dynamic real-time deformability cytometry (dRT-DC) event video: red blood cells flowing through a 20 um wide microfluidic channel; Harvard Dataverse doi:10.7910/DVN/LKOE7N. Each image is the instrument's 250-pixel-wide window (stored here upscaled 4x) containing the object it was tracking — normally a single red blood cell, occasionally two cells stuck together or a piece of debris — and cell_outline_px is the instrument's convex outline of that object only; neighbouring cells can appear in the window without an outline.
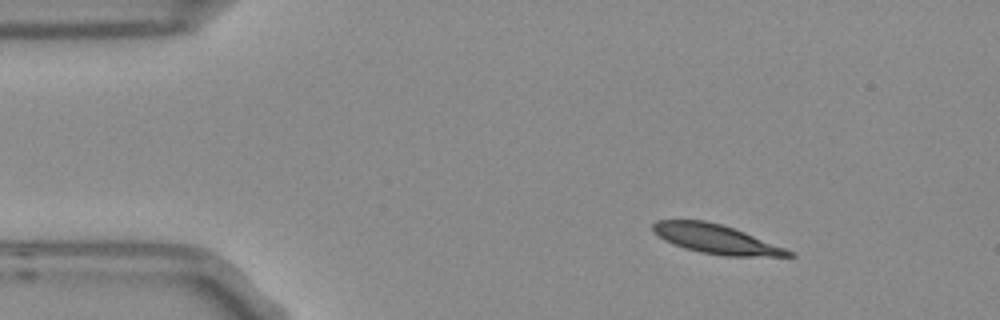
{"species": "Egyptian fruit bat (a non-hibernating species)", "species_latin": "Rousettus aegyptiacus", "temperature_condition": "room temperature", "stored_images_in_passage": 3, "camera_frame_rate_fps": 3000, "um_per_image_px": 0.085, "frame": {"image": 1, "passage_image": 1, "time_ms": 0.0, "image_size_px": [1000, 320], "cell_outline_px": [[796, 256], [724, 256], [700, 252], [684, 248], [664, 240], [652, 228], [652, 224], [656, 220], [704, 220], [720, 224], [744, 232], [784, 248], [792, 252]], "centroid_in_image_um": [60.82, 20.32], "position_along_channel_um": 24.2, "area_um2": 22.6}}